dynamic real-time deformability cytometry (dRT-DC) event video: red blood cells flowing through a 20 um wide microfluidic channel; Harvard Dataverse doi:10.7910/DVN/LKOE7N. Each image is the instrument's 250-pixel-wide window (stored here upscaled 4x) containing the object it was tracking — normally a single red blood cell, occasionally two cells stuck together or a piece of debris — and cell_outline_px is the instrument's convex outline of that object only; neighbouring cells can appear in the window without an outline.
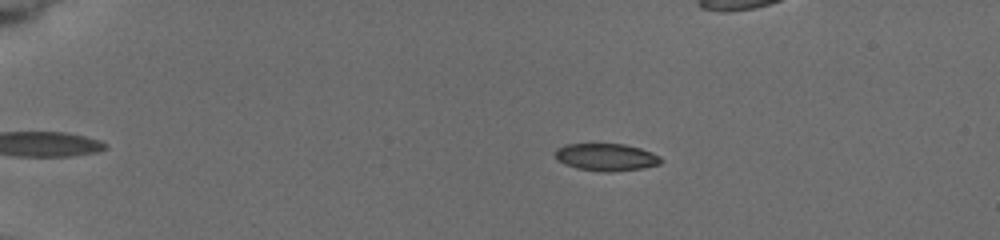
{"species": "common noctule bat (a hibernating species)", "species_latin": "Nyctalus noctula", "temperature_condition": "cold", "stored_images_in_passage": 21, "camera_frame_rate_fps": 3000, "um_per_image_px": 0.085, "animal": {"sex": "female", "body_mass_g": 19.5, "forearm_length_mm": 54.1}, "frame": {"image": 1, "passage_image": 3, "time_ms": 1.667, "image_size_px": [1000, 240], "cell_outline_px": [[664, 160], [660, 164], [644, 168], [608, 172], [600, 172], [576, 168], [564, 164], [556, 160], [552, 156], [552, 152], [556, 148], [564, 144], [624, 144], [640, 148], [652, 152], [660, 156]], "centroid_in_image_um": [51.47, 13.36], "position_along_channel_um": 33.5, "area_um2": 17.28}}
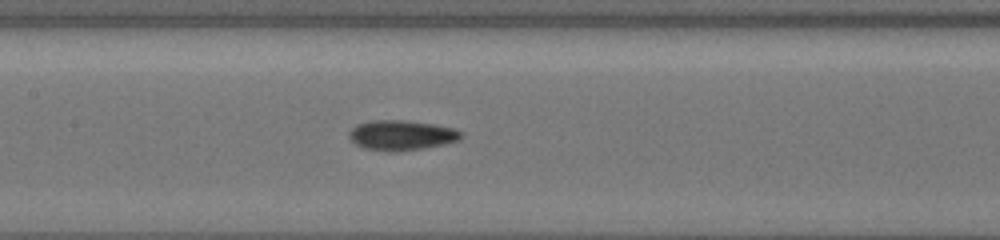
{"frame": {"image": 2, "passage_image": 18, "time_ms": 7.333, "image_size_px": [1000, 240], "cell_outline_px": [[464, 136], [460, 140], [444, 144], [424, 148], [396, 152], [388, 152], [364, 148], [356, 144], [348, 136], [348, 132], [356, 124], [372, 120], [404, 120], [432, 124], [452, 128], [464, 132]], "centroid_in_image_um": [34.13, 11.5], "position_along_channel_um": 173.3, "area_um2": 19.77}}
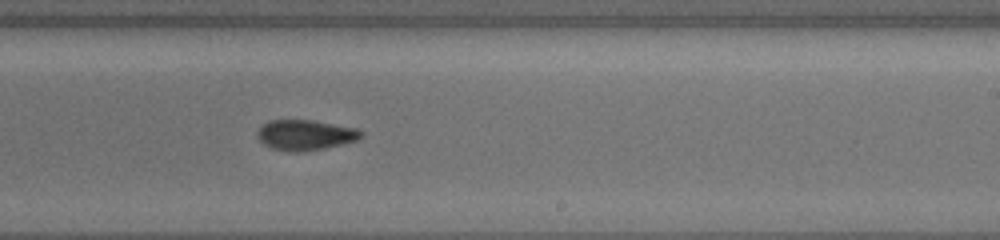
{"frame": {"image": 3, "passage_image": 21, "time_ms": 9.667, "image_size_px": [1000, 240], "cell_outline_px": [[364, 136], [360, 140], [344, 144], [304, 152], [288, 152], [272, 148], [264, 144], [256, 136], [256, 132], [268, 120], [312, 120], [356, 128], [364, 132]], "centroid_in_image_um": [25.99, 11.48], "position_along_channel_um": 263.0, "area_um2": 18.61}}